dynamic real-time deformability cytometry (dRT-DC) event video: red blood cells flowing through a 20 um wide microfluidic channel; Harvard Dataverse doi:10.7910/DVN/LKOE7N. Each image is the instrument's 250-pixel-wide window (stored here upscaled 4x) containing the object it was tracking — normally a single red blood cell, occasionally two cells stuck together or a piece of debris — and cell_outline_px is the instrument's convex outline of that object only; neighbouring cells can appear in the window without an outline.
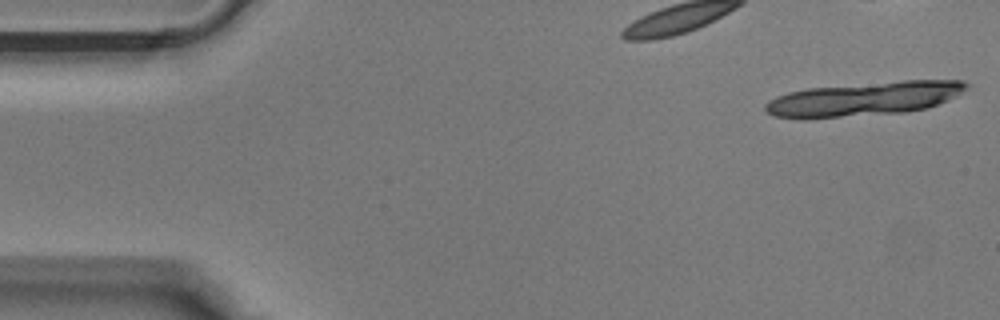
{"species": "Egyptian fruit bat (a non-hibernating species)", "species_latin": "Rousettus aegyptiacus", "temperature_condition": "warm", "stored_images_in_passage": 4, "camera_frame_rate_fps": 3000, "um_per_image_px": 0.085, "animal": {"sex": "male"}, "frame": {"image": 1, "passage_image": 1, "time_ms": 0.0, "image_size_px": [1000, 320], "cell_outline_px": [[960, 84], [940, 100], [932, 104], [920, 108], [828, 116], [788, 116], [788, 96], [800, 92], [896, 84]], "centroid_in_image_um": [73.64, 8.45], "position_along_channel_um": 11.4, "area_um2": 28.32}}